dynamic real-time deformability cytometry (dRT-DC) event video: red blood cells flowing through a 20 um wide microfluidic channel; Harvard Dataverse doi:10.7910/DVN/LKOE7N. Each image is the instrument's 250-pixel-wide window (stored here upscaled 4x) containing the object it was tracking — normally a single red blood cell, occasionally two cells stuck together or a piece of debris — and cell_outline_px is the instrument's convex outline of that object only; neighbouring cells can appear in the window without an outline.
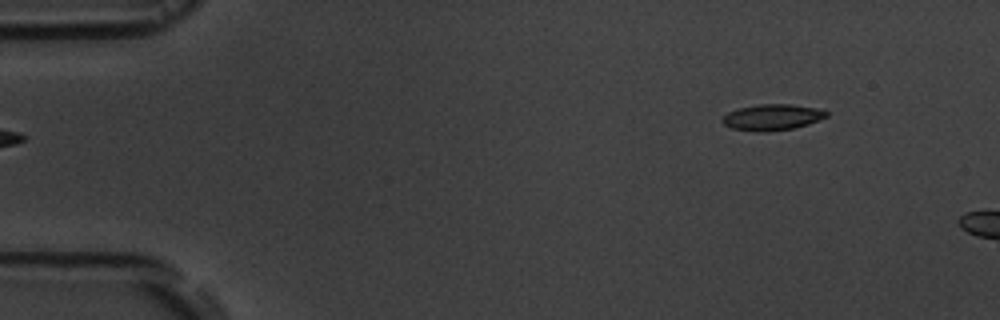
{"species": "common noctule bat (a hibernating species)", "species_latin": "Nyctalus noctula", "temperature_condition": "room temperature", "stored_images_in_passage": 5, "segment_of_instrument_passage": [2, 2], "camera_frame_rate_fps": 3000, "um_per_image_px": 0.085, "animal": {"sex": "male", "body_mass_g": 19.5, "forearm_length_mm": 54.6}, "frame": {"image": 1, "passage_image": 5, "time_ms": 5.333, "image_size_px": [1000, 320], "cell_outline_px": [[828, 116], [820, 120], [808, 124], [792, 128], [764, 132], [756, 132], [732, 128], [724, 124], [720, 120], [728, 112], [740, 108], [760, 104], [792, 104], [816, 108], [828, 112]], "centroid_in_image_um": [65.64, 9.97], "position_along_channel_um": 19.4, "area_um2": 15.72}}